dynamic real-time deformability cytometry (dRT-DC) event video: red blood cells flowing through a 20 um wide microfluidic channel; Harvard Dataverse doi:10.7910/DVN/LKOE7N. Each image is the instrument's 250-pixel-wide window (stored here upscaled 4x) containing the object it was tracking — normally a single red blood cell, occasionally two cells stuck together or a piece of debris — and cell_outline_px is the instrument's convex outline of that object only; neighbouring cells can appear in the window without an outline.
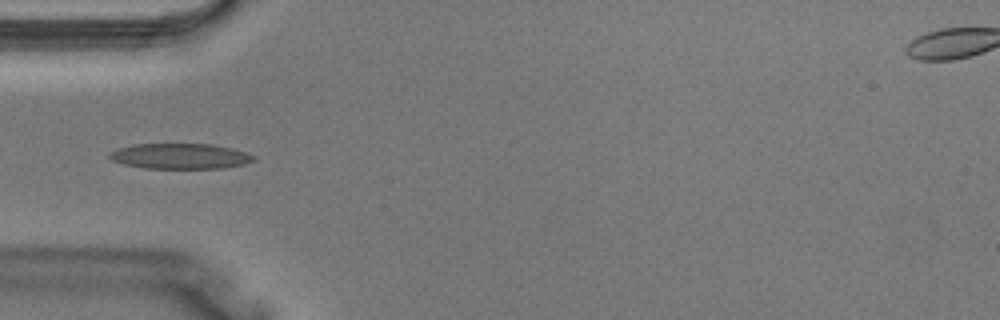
{"species": "Egyptian fruit bat (a non-hibernating species)", "species_latin": "Rousettus aegyptiacus", "temperature_condition": "warm", "stored_images_in_passage": 1, "camera_frame_rate_fps": 3000, "um_per_image_px": 0.085, "animal": {"sex": "male"}, "frame": {"image": 1, "passage_image": 1, "time_ms": 0.0, "image_size_px": [1000, 320], "cell_outline_px": [[256, 160], [244, 164], [220, 168], [144, 168], [124, 164], [112, 160], [108, 156], [108, 152], [116, 148], [132, 144], [212, 144], [232, 148], [248, 152], [256, 156]], "centroid_in_image_um": [15.31, 13.26], "position_along_channel_um": 69.7, "area_um2": 21.56}}